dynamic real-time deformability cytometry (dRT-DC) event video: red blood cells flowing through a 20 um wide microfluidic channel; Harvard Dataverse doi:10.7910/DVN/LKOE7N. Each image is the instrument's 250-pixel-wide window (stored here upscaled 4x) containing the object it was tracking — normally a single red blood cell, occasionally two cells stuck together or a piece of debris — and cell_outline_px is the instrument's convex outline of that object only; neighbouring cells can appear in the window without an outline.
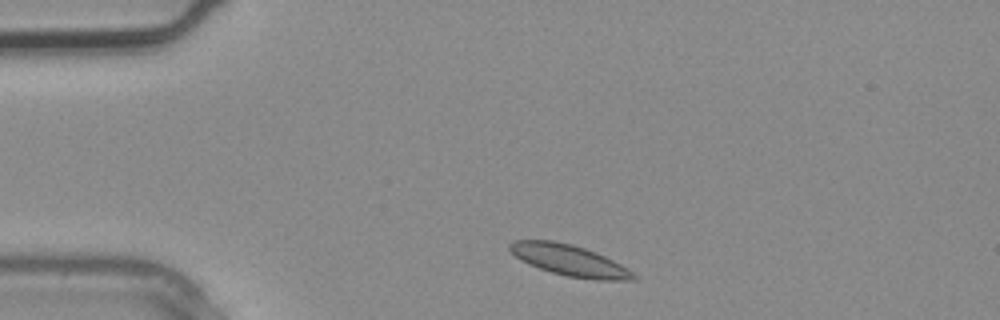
{"species": "common noctule bat (a hibernating species)", "species_latin": "Nyctalus noctula", "temperature_condition": "warm", "stored_images_in_passage": 1, "camera_frame_rate_fps": 3000, "um_per_image_px": 0.085, "animal": {"sex": "male", "body_mass_g": 20.4}, "frame": {"image": 1, "passage_image": 1, "time_ms": 0.0, "image_size_px": [1000, 320], "cell_outline_px": [[640, 276], [636, 280], [596, 280], [568, 276], [552, 272], [528, 264], [520, 260], [508, 248], [508, 244], [512, 240], [552, 240], [572, 244], [596, 252], [628, 268]], "centroid_in_image_um": [48.43, 22.13], "position_along_channel_um": 36.6, "area_um2": 22.48}}